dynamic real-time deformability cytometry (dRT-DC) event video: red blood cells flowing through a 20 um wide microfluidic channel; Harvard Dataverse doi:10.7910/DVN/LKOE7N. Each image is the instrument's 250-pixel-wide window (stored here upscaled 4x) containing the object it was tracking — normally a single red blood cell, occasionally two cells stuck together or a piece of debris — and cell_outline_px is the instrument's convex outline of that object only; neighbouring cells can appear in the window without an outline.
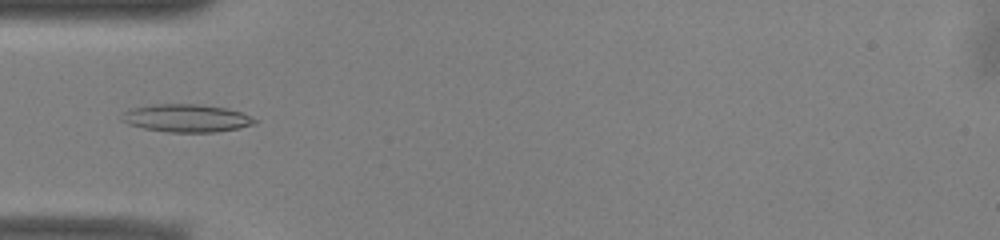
{"species": "common noctule bat (a hibernating species)", "species_latin": "Nyctalus noctula", "temperature_condition": "warm", "stored_images_in_passage": 39, "camera_frame_rate_fps": 3000, "um_per_image_px": 0.085, "animal": {"sex": "male", "body_mass_g": 13.0, "forearm_length_mm": 53.1}, "frame": {"image": 1, "passage_image": 4, "time_ms": 1.0, "image_size_px": [1000, 240], "cell_outline_px": [[260, 120], [256, 124], [240, 128], [216, 132], [168, 132], [144, 128], [128, 124], [120, 120], [120, 116], [124, 112], [132, 108], [152, 104], [196, 104], [224, 108], [240, 112]], "centroid_in_image_um": [15.85, 10.05], "position_along_channel_um": 69.1, "area_um2": 21.62}}
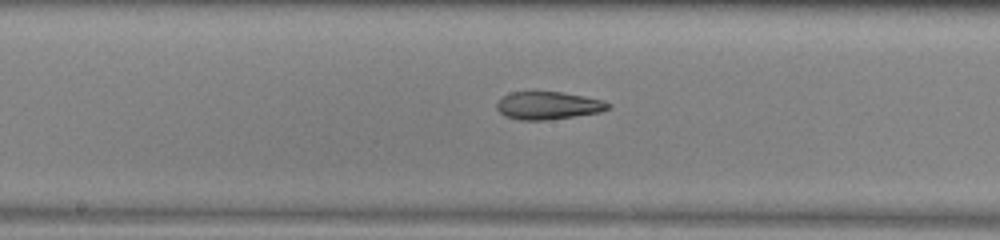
{"frame": {"image": 2, "passage_image": 14, "time_ms": 4.333, "image_size_px": [1000, 240], "cell_outline_px": [[612, 108], [600, 112], [544, 120], [520, 120], [504, 116], [496, 108], [496, 104], [504, 96], [512, 92], [560, 92], [584, 96], [604, 100], [612, 104]], "centroid_in_image_um": [46.63, 8.97], "position_along_channel_um": 201.6, "area_um2": 17.92}}
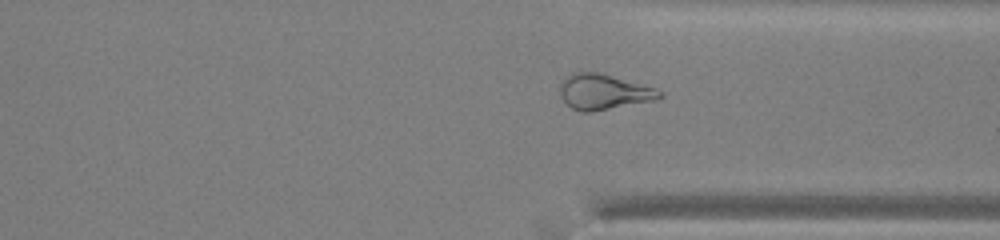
{"frame": {"image": 3, "passage_image": 26, "time_ms": 8.333, "image_size_px": [1000, 240], "cell_outline_px": [[664, 96], [656, 100], [588, 112], [580, 112], [572, 108], [560, 96], [560, 80], [564, 76], [572, 72], [596, 72], [612, 76], [656, 88], [664, 92]], "centroid_in_image_um": [51.3, 7.8], "position_along_channel_um": 360.1, "area_um2": 20.58}, "authors_computed_cell_mechanics": {"area_um2": 19.5364, "velocity_mm_per_s": 3.9632, "shape_relaxation_time_tau1_ms": null, "shape_relaxation_time_tau2_ms": 3.6375, "deformation_change_tau1": null, "deformation_change_tau2": 0.1291}}